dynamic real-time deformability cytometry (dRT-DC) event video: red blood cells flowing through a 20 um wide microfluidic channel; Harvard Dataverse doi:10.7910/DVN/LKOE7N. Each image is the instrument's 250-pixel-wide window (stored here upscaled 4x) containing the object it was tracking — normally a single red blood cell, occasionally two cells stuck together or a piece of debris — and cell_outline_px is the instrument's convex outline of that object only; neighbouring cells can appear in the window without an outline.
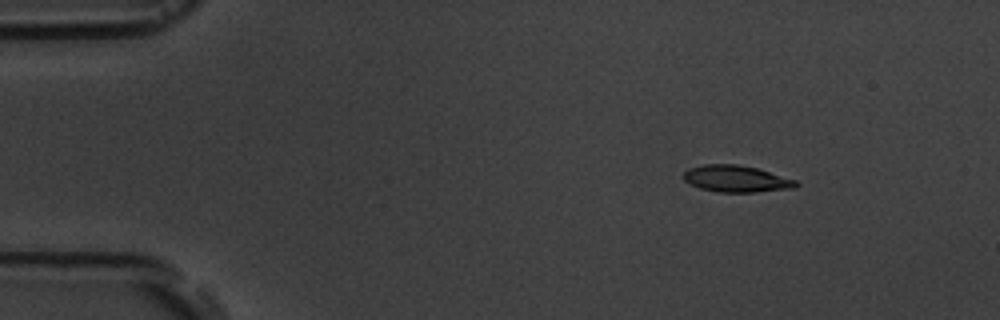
{"species": "common noctule bat (a hibernating species)", "species_latin": "Nyctalus noctula", "temperature_condition": "room temperature", "stored_images_in_passage": 3, "camera_frame_rate_fps": 3000, "um_per_image_px": 0.085, "animal": {"sex": "male", "body_mass_g": 19.5, "forearm_length_mm": 54.6}, "frame": {"image": 1, "passage_image": 1, "time_ms": 0.0, "image_size_px": [1000, 320], "cell_outline_px": [[800, 184], [796, 188], [756, 192], [720, 192], [700, 188], [684, 180], [684, 172], [688, 168], [704, 164], [736, 164], [756, 168], [796, 180]], "centroid_in_image_um": [62.6, 15.2], "position_along_channel_um": 22.4, "area_um2": 17.4}}
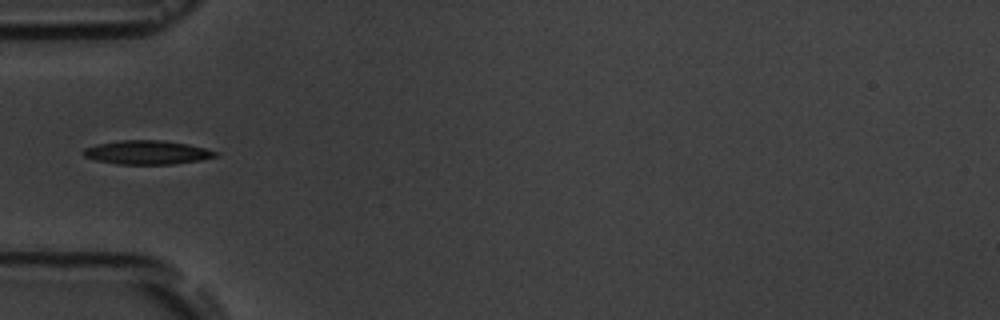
{"frame": {"image": 2, "passage_image": 3, "time_ms": 3.667, "image_size_px": [1000, 320], "cell_outline_px": [[220, 156], [200, 160], [172, 164], [116, 164], [96, 160], [84, 156], [80, 152], [84, 148], [96, 144], [120, 140], [164, 140], [188, 144], [220, 152]], "centroid_in_image_um": [12.51, 12.95], "position_along_channel_um": 72.5, "area_um2": 18.55}}